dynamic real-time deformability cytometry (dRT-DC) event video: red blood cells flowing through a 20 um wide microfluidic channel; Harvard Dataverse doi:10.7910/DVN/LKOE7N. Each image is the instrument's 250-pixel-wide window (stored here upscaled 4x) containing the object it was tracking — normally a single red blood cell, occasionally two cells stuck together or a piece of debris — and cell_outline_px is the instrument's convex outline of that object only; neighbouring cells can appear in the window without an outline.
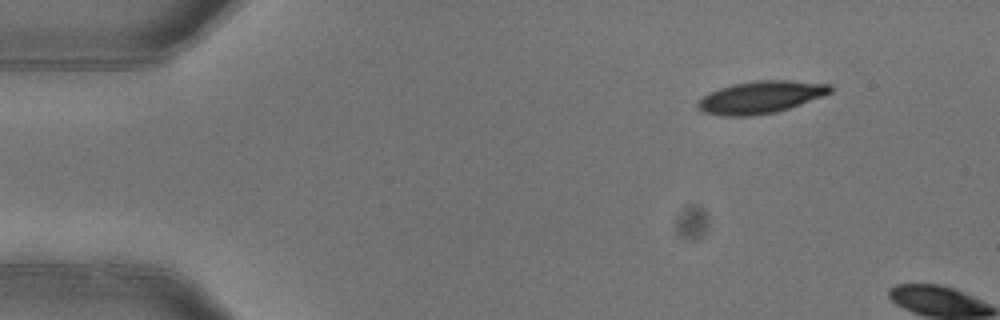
{"species": "common noctule bat (a hibernating species)", "species_latin": "Nyctalus noctula", "temperature_condition": "warm", "stored_images_in_passage": 3, "camera_frame_rate_fps": 3000, "um_per_image_px": 0.085, "animal": {"sex": "female"}, "frame": {"image": 1, "passage_image": 3, "time_ms": 0.667, "image_size_px": [1000, 320], "cell_outline_px": [[832, 92], [824, 96], [776, 112], [752, 116], [720, 116], [704, 112], [696, 108], [696, 104], [704, 96], [720, 88], [732, 84], [756, 80], [788, 80], [832, 84]], "centroid_in_image_um": [64.68, 8.26], "position_along_channel_um": 20.3, "area_um2": 24.97}}